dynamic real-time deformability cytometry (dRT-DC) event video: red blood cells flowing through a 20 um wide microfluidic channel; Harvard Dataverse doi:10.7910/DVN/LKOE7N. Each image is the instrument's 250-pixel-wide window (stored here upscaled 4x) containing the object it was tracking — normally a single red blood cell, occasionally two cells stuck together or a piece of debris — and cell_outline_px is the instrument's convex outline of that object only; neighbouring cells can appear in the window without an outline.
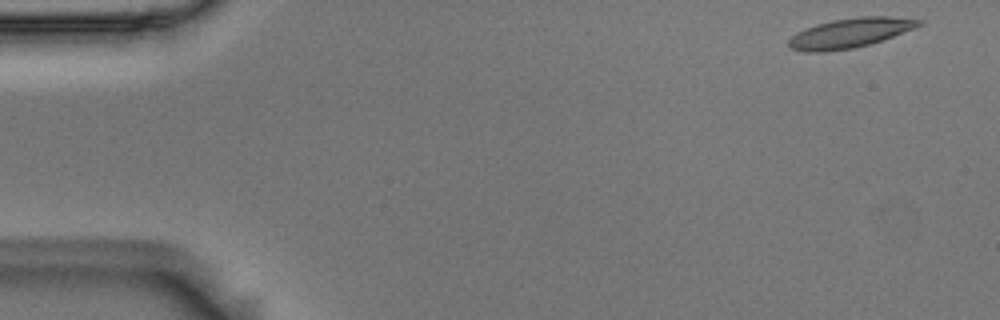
{"species": "Egyptian fruit bat (a non-hibernating species)", "species_latin": "Rousettus aegyptiacus", "temperature_condition": "room temperature", "stored_images_in_passage": 6, "camera_frame_rate_fps": 3000, "um_per_image_px": 0.085, "animal": {"sex": "male"}, "frame": {"image": 1, "passage_image": 1, "time_ms": 0.0, "image_size_px": [1000, 320], "cell_outline_px": [[924, 24], [892, 36], [868, 44], [852, 48], [824, 52], [804, 52], [792, 48], [788, 44], [788, 40], [796, 32], [804, 28], [816, 24], [832, 20], [856, 16], [892, 16], [924, 20]], "centroid_in_image_um": [72.23, 2.78], "position_along_channel_um": 12.8, "area_um2": 22.43}}
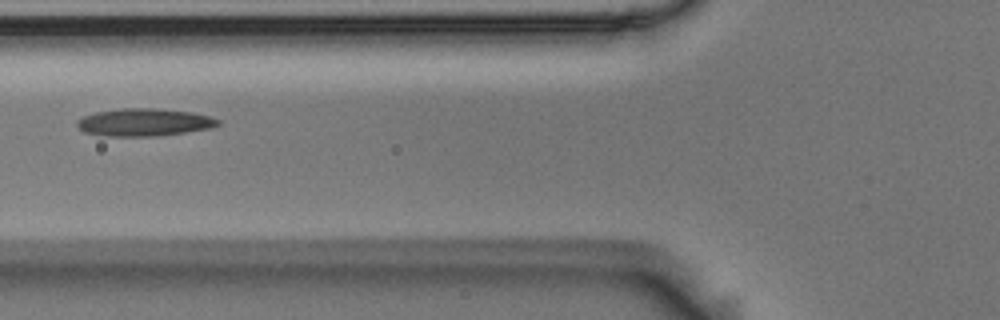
{"frame": {"image": 2, "passage_image": 6, "time_ms": 1.667, "image_size_px": [1000, 320], "cell_outline_px": [[220, 124], [212, 128], [160, 136], [104, 136], [84, 132], [76, 124], [76, 120], [84, 116], [96, 112], [120, 108], [160, 108], [192, 112], [212, 116], [220, 120]], "centroid_in_image_um": [12.29, 10.39], "position_along_channel_um": 113.5, "area_um2": 22.95}}